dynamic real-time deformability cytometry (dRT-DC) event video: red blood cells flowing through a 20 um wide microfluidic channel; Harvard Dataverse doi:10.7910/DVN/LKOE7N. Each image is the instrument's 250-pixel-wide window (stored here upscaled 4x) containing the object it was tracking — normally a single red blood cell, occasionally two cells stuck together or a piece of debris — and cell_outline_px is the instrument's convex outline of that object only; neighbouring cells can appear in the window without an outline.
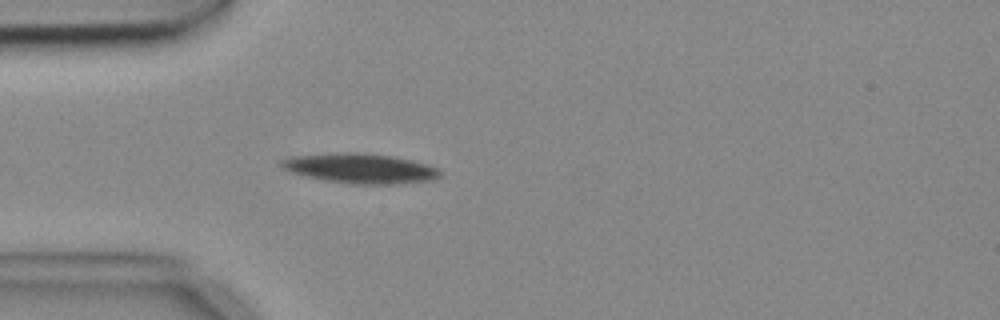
{"species": "common noctule bat (a hibernating species)", "species_latin": "Nyctalus noctula", "temperature_condition": "cold", "stored_images_in_passage": 3, "camera_frame_rate_fps": 3000, "um_per_image_px": 0.085, "animal": {"sex": "female", "body_mass_g": 18.4}, "frame": {"image": 1, "passage_image": 3, "time_ms": 0.667, "image_size_px": [1000, 320], "cell_outline_px": [[440, 176], [432, 180], [396, 184], [352, 184], [324, 180], [292, 172], [284, 168], [280, 164], [280, 160], [288, 156], [344, 152], [356, 152], [392, 156], [412, 160], [428, 164], [436, 168], [440, 172]], "centroid_in_image_um": [30.62, 14.31], "position_along_channel_um": 54.4, "area_um2": 27.51}}